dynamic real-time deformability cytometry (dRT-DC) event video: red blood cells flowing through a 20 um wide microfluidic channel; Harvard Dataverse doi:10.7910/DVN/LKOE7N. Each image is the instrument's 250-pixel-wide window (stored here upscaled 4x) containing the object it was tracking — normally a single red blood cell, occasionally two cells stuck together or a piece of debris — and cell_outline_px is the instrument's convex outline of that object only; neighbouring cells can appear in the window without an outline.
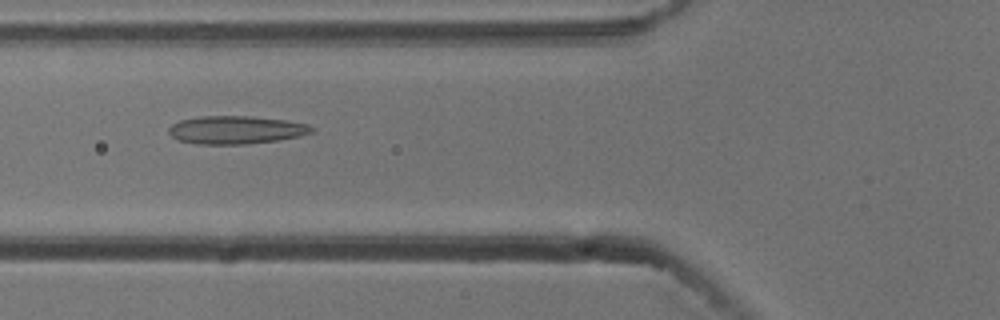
{"species": "common noctule bat (a hibernating species)", "species_latin": "Nyctalus noctula", "temperature_condition": "cold", "stored_images_in_passage": 50, "camera_frame_rate_fps": 3000, "um_per_image_px": 0.085, "animal": {"sex": "male", "body_mass_g": 13.3}, "frame": {"image": 1, "passage_image": 20, "time_ms": 6.333, "image_size_px": [1000, 320], "cell_outline_px": [[316, 132], [300, 136], [276, 140], [244, 144], [196, 144], [176, 140], [168, 132], [168, 128], [172, 124], [180, 120], [200, 116], [248, 116], [288, 120], [308, 124], [316, 128]], "centroid_in_image_um": [20.08, 11.04], "position_along_channel_um": 105.7, "area_um2": 23.58}}
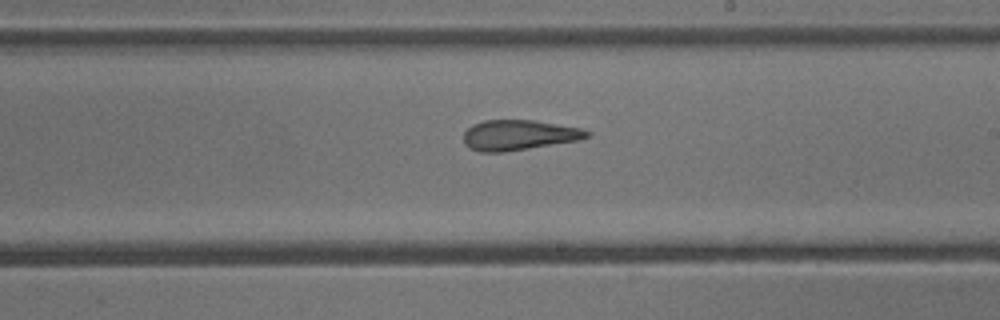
{"frame": {"image": 2, "passage_image": 31, "time_ms": 10.0, "image_size_px": [1000, 320], "cell_outline_px": [[592, 136], [580, 140], [504, 152], [480, 152], [468, 148], [464, 144], [464, 132], [472, 124], [484, 120], [532, 120], [584, 128], [592, 132]], "centroid_in_image_um": [44.13, 11.48], "position_along_channel_um": 244.9, "area_um2": 22.02}}
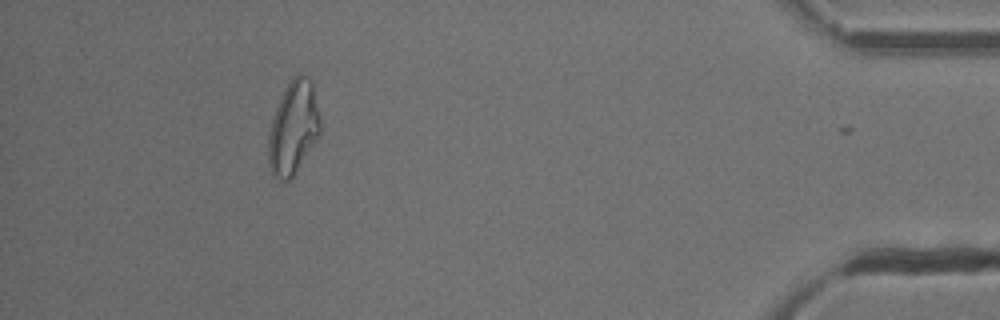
{"frame": {"image": 3, "passage_image": 49, "time_ms": 16.0, "image_size_px": [1000, 320], "cell_outline_px": [[320, 132], [292, 176], [288, 180], [280, 180], [272, 172], [268, 164], [268, 136], [272, 120], [276, 108], [284, 88], [292, 76], [296, 72], [300, 72], [312, 80], [320, 116]], "centroid_in_image_um": [24.93, 10.77], "position_along_channel_um": 410.3, "area_um2": 27.86}, "authors_computed_cell_mechanics": {"area_um2": 24.5939, "velocity_mm_per_s": 3.7897, "shape_relaxation_time_tau1_ms": null, "shape_relaxation_time_tau2_ms": 2.9248, "deformation_change_tau1": null, "deformation_change_tau2": 0.1214}}